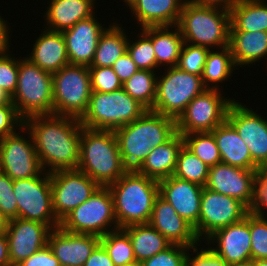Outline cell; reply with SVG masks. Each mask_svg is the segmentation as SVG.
<instances>
[{"label":"cell","instance_id":"cell-39","mask_svg":"<svg viewBox=\"0 0 267 266\" xmlns=\"http://www.w3.org/2000/svg\"><path fill=\"white\" fill-rule=\"evenodd\" d=\"M141 35L134 43H127V52L139 69L154 71L157 66L152 45V26L142 28Z\"/></svg>","mask_w":267,"mask_h":266},{"label":"cell","instance_id":"cell-36","mask_svg":"<svg viewBox=\"0 0 267 266\" xmlns=\"http://www.w3.org/2000/svg\"><path fill=\"white\" fill-rule=\"evenodd\" d=\"M209 168L199 157L183 145L179 150L173 175L179 179L205 187Z\"/></svg>","mask_w":267,"mask_h":266},{"label":"cell","instance_id":"cell-31","mask_svg":"<svg viewBox=\"0 0 267 266\" xmlns=\"http://www.w3.org/2000/svg\"><path fill=\"white\" fill-rule=\"evenodd\" d=\"M264 0H241L230 11V31L267 32V4Z\"/></svg>","mask_w":267,"mask_h":266},{"label":"cell","instance_id":"cell-46","mask_svg":"<svg viewBox=\"0 0 267 266\" xmlns=\"http://www.w3.org/2000/svg\"><path fill=\"white\" fill-rule=\"evenodd\" d=\"M17 125L23 126V119L18 115L14 104H0V140L16 132L14 130Z\"/></svg>","mask_w":267,"mask_h":266},{"label":"cell","instance_id":"cell-22","mask_svg":"<svg viewBox=\"0 0 267 266\" xmlns=\"http://www.w3.org/2000/svg\"><path fill=\"white\" fill-rule=\"evenodd\" d=\"M158 184L159 195L174 207L179 216L195 227L199 221L204 187L174 175L158 181Z\"/></svg>","mask_w":267,"mask_h":266},{"label":"cell","instance_id":"cell-48","mask_svg":"<svg viewBox=\"0 0 267 266\" xmlns=\"http://www.w3.org/2000/svg\"><path fill=\"white\" fill-rule=\"evenodd\" d=\"M200 251L193 258H190L188 253L186 266H228L223 259L216 256L209 248L201 249Z\"/></svg>","mask_w":267,"mask_h":266},{"label":"cell","instance_id":"cell-6","mask_svg":"<svg viewBox=\"0 0 267 266\" xmlns=\"http://www.w3.org/2000/svg\"><path fill=\"white\" fill-rule=\"evenodd\" d=\"M146 110L123 88L109 93L92 91L80 123L89 129L115 131L139 118Z\"/></svg>","mask_w":267,"mask_h":266},{"label":"cell","instance_id":"cell-1","mask_svg":"<svg viewBox=\"0 0 267 266\" xmlns=\"http://www.w3.org/2000/svg\"><path fill=\"white\" fill-rule=\"evenodd\" d=\"M30 132L43 170H76L80 159V119L61 115H37L23 120Z\"/></svg>","mask_w":267,"mask_h":266},{"label":"cell","instance_id":"cell-45","mask_svg":"<svg viewBox=\"0 0 267 266\" xmlns=\"http://www.w3.org/2000/svg\"><path fill=\"white\" fill-rule=\"evenodd\" d=\"M19 61L6 52L0 54V87L11 97L16 92Z\"/></svg>","mask_w":267,"mask_h":266},{"label":"cell","instance_id":"cell-55","mask_svg":"<svg viewBox=\"0 0 267 266\" xmlns=\"http://www.w3.org/2000/svg\"><path fill=\"white\" fill-rule=\"evenodd\" d=\"M9 220L0 214V236H5L8 230Z\"/></svg>","mask_w":267,"mask_h":266},{"label":"cell","instance_id":"cell-29","mask_svg":"<svg viewBox=\"0 0 267 266\" xmlns=\"http://www.w3.org/2000/svg\"><path fill=\"white\" fill-rule=\"evenodd\" d=\"M229 47L235 67L252 64L267 56V32L230 31Z\"/></svg>","mask_w":267,"mask_h":266},{"label":"cell","instance_id":"cell-4","mask_svg":"<svg viewBox=\"0 0 267 266\" xmlns=\"http://www.w3.org/2000/svg\"><path fill=\"white\" fill-rule=\"evenodd\" d=\"M77 170L88 175L100 186L116 182L128 170L120 155L114 131L82 126Z\"/></svg>","mask_w":267,"mask_h":266},{"label":"cell","instance_id":"cell-10","mask_svg":"<svg viewBox=\"0 0 267 266\" xmlns=\"http://www.w3.org/2000/svg\"><path fill=\"white\" fill-rule=\"evenodd\" d=\"M111 224H114L113 230L108 229ZM59 227L71 233L93 234L100 237L119 229L108 186H100L89 199L67 214L60 221Z\"/></svg>","mask_w":267,"mask_h":266},{"label":"cell","instance_id":"cell-32","mask_svg":"<svg viewBox=\"0 0 267 266\" xmlns=\"http://www.w3.org/2000/svg\"><path fill=\"white\" fill-rule=\"evenodd\" d=\"M127 43L128 38L122 27L113 23L99 37L95 56L89 67H112L116 60L127 51Z\"/></svg>","mask_w":267,"mask_h":266},{"label":"cell","instance_id":"cell-14","mask_svg":"<svg viewBox=\"0 0 267 266\" xmlns=\"http://www.w3.org/2000/svg\"><path fill=\"white\" fill-rule=\"evenodd\" d=\"M260 171L221 162L209 168L205 188L231 196L253 211L257 202V181Z\"/></svg>","mask_w":267,"mask_h":266},{"label":"cell","instance_id":"cell-58","mask_svg":"<svg viewBox=\"0 0 267 266\" xmlns=\"http://www.w3.org/2000/svg\"><path fill=\"white\" fill-rule=\"evenodd\" d=\"M253 266H267V259L253 260Z\"/></svg>","mask_w":267,"mask_h":266},{"label":"cell","instance_id":"cell-35","mask_svg":"<svg viewBox=\"0 0 267 266\" xmlns=\"http://www.w3.org/2000/svg\"><path fill=\"white\" fill-rule=\"evenodd\" d=\"M222 52H214L209 50L207 55L206 63L202 72V81L206 88L218 89L216 83H220L227 80L233 71L235 63L232 58L231 49L226 46L221 49ZM215 83V86L209 84ZM208 85V86H207ZM210 86V87H209Z\"/></svg>","mask_w":267,"mask_h":266},{"label":"cell","instance_id":"cell-5","mask_svg":"<svg viewBox=\"0 0 267 266\" xmlns=\"http://www.w3.org/2000/svg\"><path fill=\"white\" fill-rule=\"evenodd\" d=\"M177 26L185 43L207 48L219 46V49L229 46V9L187 0Z\"/></svg>","mask_w":267,"mask_h":266},{"label":"cell","instance_id":"cell-9","mask_svg":"<svg viewBox=\"0 0 267 266\" xmlns=\"http://www.w3.org/2000/svg\"><path fill=\"white\" fill-rule=\"evenodd\" d=\"M157 78L156 100L152 111L175 120L185 111L190 101L207 89L200 75L168 67L165 75Z\"/></svg>","mask_w":267,"mask_h":266},{"label":"cell","instance_id":"cell-28","mask_svg":"<svg viewBox=\"0 0 267 266\" xmlns=\"http://www.w3.org/2000/svg\"><path fill=\"white\" fill-rule=\"evenodd\" d=\"M95 0H51L46 10L47 30L63 32L93 15Z\"/></svg>","mask_w":267,"mask_h":266},{"label":"cell","instance_id":"cell-43","mask_svg":"<svg viewBox=\"0 0 267 266\" xmlns=\"http://www.w3.org/2000/svg\"><path fill=\"white\" fill-rule=\"evenodd\" d=\"M91 90L109 93L122 88V82L112 67H89Z\"/></svg>","mask_w":267,"mask_h":266},{"label":"cell","instance_id":"cell-16","mask_svg":"<svg viewBox=\"0 0 267 266\" xmlns=\"http://www.w3.org/2000/svg\"><path fill=\"white\" fill-rule=\"evenodd\" d=\"M29 135V141L16 132L0 140V171L12 180L43 174L31 134Z\"/></svg>","mask_w":267,"mask_h":266},{"label":"cell","instance_id":"cell-54","mask_svg":"<svg viewBox=\"0 0 267 266\" xmlns=\"http://www.w3.org/2000/svg\"><path fill=\"white\" fill-rule=\"evenodd\" d=\"M194 1L211 6L223 7L230 10L234 5H236L241 0H194Z\"/></svg>","mask_w":267,"mask_h":266},{"label":"cell","instance_id":"cell-19","mask_svg":"<svg viewBox=\"0 0 267 266\" xmlns=\"http://www.w3.org/2000/svg\"><path fill=\"white\" fill-rule=\"evenodd\" d=\"M99 243L100 236L71 233L57 227L49 233L47 244L61 266H83Z\"/></svg>","mask_w":267,"mask_h":266},{"label":"cell","instance_id":"cell-27","mask_svg":"<svg viewBox=\"0 0 267 266\" xmlns=\"http://www.w3.org/2000/svg\"><path fill=\"white\" fill-rule=\"evenodd\" d=\"M183 145V136L176 132L167 142L154 147L137 171L157 181L172 176Z\"/></svg>","mask_w":267,"mask_h":266},{"label":"cell","instance_id":"cell-7","mask_svg":"<svg viewBox=\"0 0 267 266\" xmlns=\"http://www.w3.org/2000/svg\"><path fill=\"white\" fill-rule=\"evenodd\" d=\"M53 76L30 59L19 60L16 92L12 96L18 115L24 120L53 114Z\"/></svg>","mask_w":267,"mask_h":266},{"label":"cell","instance_id":"cell-38","mask_svg":"<svg viewBox=\"0 0 267 266\" xmlns=\"http://www.w3.org/2000/svg\"><path fill=\"white\" fill-rule=\"evenodd\" d=\"M184 146L199 157L207 166L221 163V156L214 135L211 132L181 134Z\"/></svg>","mask_w":267,"mask_h":266},{"label":"cell","instance_id":"cell-49","mask_svg":"<svg viewBox=\"0 0 267 266\" xmlns=\"http://www.w3.org/2000/svg\"><path fill=\"white\" fill-rule=\"evenodd\" d=\"M112 68L122 84L139 70L127 51L116 60Z\"/></svg>","mask_w":267,"mask_h":266},{"label":"cell","instance_id":"cell-59","mask_svg":"<svg viewBox=\"0 0 267 266\" xmlns=\"http://www.w3.org/2000/svg\"><path fill=\"white\" fill-rule=\"evenodd\" d=\"M124 266H141V263L136 261L134 263H131V264H127V265H124Z\"/></svg>","mask_w":267,"mask_h":266},{"label":"cell","instance_id":"cell-17","mask_svg":"<svg viewBox=\"0 0 267 266\" xmlns=\"http://www.w3.org/2000/svg\"><path fill=\"white\" fill-rule=\"evenodd\" d=\"M227 121L247 144L253 162L262 169L267 164V120L233 101L228 109Z\"/></svg>","mask_w":267,"mask_h":266},{"label":"cell","instance_id":"cell-3","mask_svg":"<svg viewBox=\"0 0 267 266\" xmlns=\"http://www.w3.org/2000/svg\"><path fill=\"white\" fill-rule=\"evenodd\" d=\"M108 188L112 194L118 228L149 222L154 201L159 195L157 180L137 170H127Z\"/></svg>","mask_w":267,"mask_h":266},{"label":"cell","instance_id":"cell-40","mask_svg":"<svg viewBox=\"0 0 267 266\" xmlns=\"http://www.w3.org/2000/svg\"><path fill=\"white\" fill-rule=\"evenodd\" d=\"M251 260L267 259V219L250 211Z\"/></svg>","mask_w":267,"mask_h":266},{"label":"cell","instance_id":"cell-13","mask_svg":"<svg viewBox=\"0 0 267 266\" xmlns=\"http://www.w3.org/2000/svg\"><path fill=\"white\" fill-rule=\"evenodd\" d=\"M250 210L240 201L203 188L198 224L194 227L198 239H206L216 230L243 220ZM207 235V236H206Z\"/></svg>","mask_w":267,"mask_h":266},{"label":"cell","instance_id":"cell-25","mask_svg":"<svg viewBox=\"0 0 267 266\" xmlns=\"http://www.w3.org/2000/svg\"><path fill=\"white\" fill-rule=\"evenodd\" d=\"M38 67L51 74L70 64L62 32L45 30L41 32L27 57Z\"/></svg>","mask_w":267,"mask_h":266},{"label":"cell","instance_id":"cell-41","mask_svg":"<svg viewBox=\"0 0 267 266\" xmlns=\"http://www.w3.org/2000/svg\"><path fill=\"white\" fill-rule=\"evenodd\" d=\"M210 48L204 46L183 44L178 67L188 73L202 75Z\"/></svg>","mask_w":267,"mask_h":266},{"label":"cell","instance_id":"cell-23","mask_svg":"<svg viewBox=\"0 0 267 266\" xmlns=\"http://www.w3.org/2000/svg\"><path fill=\"white\" fill-rule=\"evenodd\" d=\"M101 25L92 15L62 32L70 64L91 66L99 37L105 31Z\"/></svg>","mask_w":267,"mask_h":266},{"label":"cell","instance_id":"cell-21","mask_svg":"<svg viewBox=\"0 0 267 266\" xmlns=\"http://www.w3.org/2000/svg\"><path fill=\"white\" fill-rule=\"evenodd\" d=\"M250 212L234 224L216 230L207 240L218 243L209 249L227 264L251 260Z\"/></svg>","mask_w":267,"mask_h":266},{"label":"cell","instance_id":"cell-47","mask_svg":"<svg viewBox=\"0 0 267 266\" xmlns=\"http://www.w3.org/2000/svg\"><path fill=\"white\" fill-rule=\"evenodd\" d=\"M16 266H61L59 260L54 256L48 246H44L38 252L32 254L29 258L21 261Z\"/></svg>","mask_w":267,"mask_h":266},{"label":"cell","instance_id":"cell-50","mask_svg":"<svg viewBox=\"0 0 267 266\" xmlns=\"http://www.w3.org/2000/svg\"><path fill=\"white\" fill-rule=\"evenodd\" d=\"M264 207L267 208V168H262L257 181V202L253 211L265 215Z\"/></svg>","mask_w":267,"mask_h":266},{"label":"cell","instance_id":"cell-11","mask_svg":"<svg viewBox=\"0 0 267 266\" xmlns=\"http://www.w3.org/2000/svg\"><path fill=\"white\" fill-rule=\"evenodd\" d=\"M218 89L207 88L194 97L176 120L180 134L211 132L227 120V113L234 100L224 99Z\"/></svg>","mask_w":267,"mask_h":266},{"label":"cell","instance_id":"cell-57","mask_svg":"<svg viewBox=\"0 0 267 266\" xmlns=\"http://www.w3.org/2000/svg\"><path fill=\"white\" fill-rule=\"evenodd\" d=\"M228 266H253V260H247L244 262L231 263Z\"/></svg>","mask_w":267,"mask_h":266},{"label":"cell","instance_id":"cell-8","mask_svg":"<svg viewBox=\"0 0 267 266\" xmlns=\"http://www.w3.org/2000/svg\"><path fill=\"white\" fill-rule=\"evenodd\" d=\"M53 76V114L81 119L91 97L89 67L68 64Z\"/></svg>","mask_w":267,"mask_h":266},{"label":"cell","instance_id":"cell-60","mask_svg":"<svg viewBox=\"0 0 267 266\" xmlns=\"http://www.w3.org/2000/svg\"><path fill=\"white\" fill-rule=\"evenodd\" d=\"M127 5L132 1V0H124Z\"/></svg>","mask_w":267,"mask_h":266},{"label":"cell","instance_id":"cell-44","mask_svg":"<svg viewBox=\"0 0 267 266\" xmlns=\"http://www.w3.org/2000/svg\"><path fill=\"white\" fill-rule=\"evenodd\" d=\"M0 214L8 220L18 218L13 180L2 171H0Z\"/></svg>","mask_w":267,"mask_h":266},{"label":"cell","instance_id":"cell-33","mask_svg":"<svg viewBox=\"0 0 267 266\" xmlns=\"http://www.w3.org/2000/svg\"><path fill=\"white\" fill-rule=\"evenodd\" d=\"M174 27H177L176 32L170 31L169 26H152V45L158 67L161 64L169 67L178 65L184 39L178 26Z\"/></svg>","mask_w":267,"mask_h":266},{"label":"cell","instance_id":"cell-2","mask_svg":"<svg viewBox=\"0 0 267 266\" xmlns=\"http://www.w3.org/2000/svg\"><path fill=\"white\" fill-rule=\"evenodd\" d=\"M114 132L125 167L137 170L154 147L164 144L176 133V120L146 110L139 118Z\"/></svg>","mask_w":267,"mask_h":266},{"label":"cell","instance_id":"cell-42","mask_svg":"<svg viewBox=\"0 0 267 266\" xmlns=\"http://www.w3.org/2000/svg\"><path fill=\"white\" fill-rule=\"evenodd\" d=\"M189 248L180 244H171L164 251H161L153 257L146 259L141 266H186V258Z\"/></svg>","mask_w":267,"mask_h":266},{"label":"cell","instance_id":"cell-51","mask_svg":"<svg viewBox=\"0 0 267 266\" xmlns=\"http://www.w3.org/2000/svg\"><path fill=\"white\" fill-rule=\"evenodd\" d=\"M83 266H115L104 246L99 243Z\"/></svg>","mask_w":267,"mask_h":266},{"label":"cell","instance_id":"cell-37","mask_svg":"<svg viewBox=\"0 0 267 266\" xmlns=\"http://www.w3.org/2000/svg\"><path fill=\"white\" fill-rule=\"evenodd\" d=\"M100 243L108 252L115 266L136 262L130 237L123 229L119 228L101 236Z\"/></svg>","mask_w":267,"mask_h":266},{"label":"cell","instance_id":"cell-30","mask_svg":"<svg viewBox=\"0 0 267 266\" xmlns=\"http://www.w3.org/2000/svg\"><path fill=\"white\" fill-rule=\"evenodd\" d=\"M123 230L130 237L134 256L138 262L153 257L172 244L149 223L130 225Z\"/></svg>","mask_w":267,"mask_h":266},{"label":"cell","instance_id":"cell-24","mask_svg":"<svg viewBox=\"0 0 267 266\" xmlns=\"http://www.w3.org/2000/svg\"><path fill=\"white\" fill-rule=\"evenodd\" d=\"M185 0H132L128 7L142 28L177 25Z\"/></svg>","mask_w":267,"mask_h":266},{"label":"cell","instance_id":"cell-26","mask_svg":"<svg viewBox=\"0 0 267 266\" xmlns=\"http://www.w3.org/2000/svg\"><path fill=\"white\" fill-rule=\"evenodd\" d=\"M211 133L215 137L222 163L247 170H261L253 162L247 144L227 120Z\"/></svg>","mask_w":267,"mask_h":266},{"label":"cell","instance_id":"cell-53","mask_svg":"<svg viewBox=\"0 0 267 266\" xmlns=\"http://www.w3.org/2000/svg\"><path fill=\"white\" fill-rule=\"evenodd\" d=\"M0 266H11L7 236H0Z\"/></svg>","mask_w":267,"mask_h":266},{"label":"cell","instance_id":"cell-34","mask_svg":"<svg viewBox=\"0 0 267 266\" xmlns=\"http://www.w3.org/2000/svg\"><path fill=\"white\" fill-rule=\"evenodd\" d=\"M155 71L139 69L127 81L122 88L132 98L142 104L147 110H152L156 100L157 78Z\"/></svg>","mask_w":267,"mask_h":266},{"label":"cell","instance_id":"cell-20","mask_svg":"<svg viewBox=\"0 0 267 266\" xmlns=\"http://www.w3.org/2000/svg\"><path fill=\"white\" fill-rule=\"evenodd\" d=\"M172 244H180L192 248L196 253L198 242L194 227L179 216L174 207L158 195L148 222Z\"/></svg>","mask_w":267,"mask_h":266},{"label":"cell","instance_id":"cell-56","mask_svg":"<svg viewBox=\"0 0 267 266\" xmlns=\"http://www.w3.org/2000/svg\"><path fill=\"white\" fill-rule=\"evenodd\" d=\"M12 102V97L0 87V104H8Z\"/></svg>","mask_w":267,"mask_h":266},{"label":"cell","instance_id":"cell-15","mask_svg":"<svg viewBox=\"0 0 267 266\" xmlns=\"http://www.w3.org/2000/svg\"><path fill=\"white\" fill-rule=\"evenodd\" d=\"M52 208L60 222L77 206L84 203L100 187L79 170H58L50 173Z\"/></svg>","mask_w":267,"mask_h":266},{"label":"cell","instance_id":"cell-52","mask_svg":"<svg viewBox=\"0 0 267 266\" xmlns=\"http://www.w3.org/2000/svg\"><path fill=\"white\" fill-rule=\"evenodd\" d=\"M9 27L6 25L5 20L0 16V54L7 52L9 48Z\"/></svg>","mask_w":267,"mask_h":266},{"label":"cell","instance_id":"cell-18","mask_svg":"<svg viewBox=\"0 0 267 266\" xmlns=\"http://www.w3.org/2000/svg\"><path fill=\"white\" fill-rule=\"evenodd\" d=\"M51 228L44 223L15 218L9 220L7 240L11 266L38 252L48 243Z\"/></svg>","mask_w":267,"mask_h":266},{"label":"cell","instance_id":"cell-12","mask_svg":"<svg viewBox=\"0 0 267 266\" xmlns=\"http://www.w3.org/2000/svg\"><path fill=\"white\" fill-rule=\"evenodd\" d=\"M47 173L43 178L40 174L28 179L13 180V192L18 206V218L38 221L55 229L60 222L53 212L51 178L50 173Z\"/></svg>","mask_w":267,"mask_h":266}]
</instances>
